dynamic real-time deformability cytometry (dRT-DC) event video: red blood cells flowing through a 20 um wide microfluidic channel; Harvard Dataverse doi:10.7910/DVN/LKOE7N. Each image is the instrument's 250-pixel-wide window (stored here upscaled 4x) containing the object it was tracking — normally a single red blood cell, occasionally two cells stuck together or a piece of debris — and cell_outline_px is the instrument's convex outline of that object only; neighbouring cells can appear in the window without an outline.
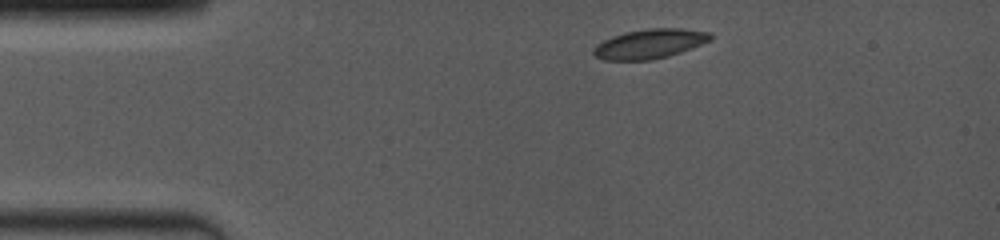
{"species": "common noctule bat (a hibernating species)", "species_latin": "Nyctalus noctula", "temperature_condition": "room temperature", "stored_images_in_passage": 42, "camera_frame_rate_fps": 4000, "um_per_image_px": 0.085, "animal": {"sex": "female", "body_mass_g": 19.0, "forearm_length_mm": 53.3}, "frame": {"image": 1, "passage_image": 1, "time_ms": 0.0, "image_size_px": [1000, 240], "cell_outline_px": [[712, 40], [680, 52], [668, 56], [652, 60], [604, 60], [596, 56], [592, 52], [592, 48], [596, 44], [612, 36], [624, 32], [648, 28], [680, 28], [712, 32]], "centroid_in_image_um": [55.22, 3.71], "position_along_channel_um": 29.8, "area_um2": 20.23}}
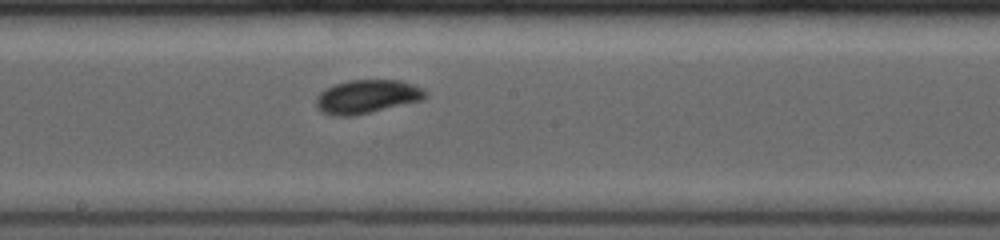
{"frame": {"image": 2, "passage_image": 19, "time_ms": 6.0, "image_size_px": [1000, 240], "cell_outline_px": [[428, 96], [420, 100], [356, 116], [332, 116], [320, 112], [316, 108], [316, 96], [324, 88], [348, 80], [400, 80], [412, 84], [428, 92]], "centroid_in_image_um": [31.14, 8.22], "position_along_channel_um": 217.1, "area_um2": 21.56}}
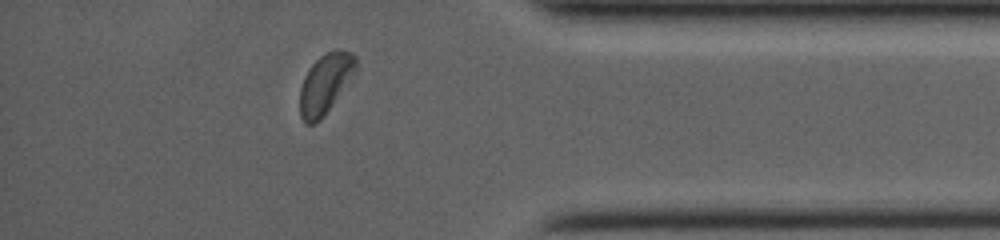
{"frame": {"image": 3, "passage_image": 36, "time_ms": 11.0, "image_size_px": [1000, 240], "cell_outline_px": [[356, 72], [324, 116], [320, 120], [312, 124], [304, 124], [300, 116], [300, 88], [304, 76], [312, 64], [320, 56], [336, 48], [352, 52], [356, 56]], "centroid_in_image_um": [27.65, 7.1], "position_along_channel_um": 407.5, "area_um2": 19.59}, "authors_computed_cell_mechanics": {"area_um2": 20.6924, "velocity_mm_per_s": 4.0146, "shape_relaxation_time_tau1_ms": 3.1837, "shape_relaxation_time_tau2_ms": null, "deformation_change_tau1": 0.0668, "deformation_change_tau2": null}}